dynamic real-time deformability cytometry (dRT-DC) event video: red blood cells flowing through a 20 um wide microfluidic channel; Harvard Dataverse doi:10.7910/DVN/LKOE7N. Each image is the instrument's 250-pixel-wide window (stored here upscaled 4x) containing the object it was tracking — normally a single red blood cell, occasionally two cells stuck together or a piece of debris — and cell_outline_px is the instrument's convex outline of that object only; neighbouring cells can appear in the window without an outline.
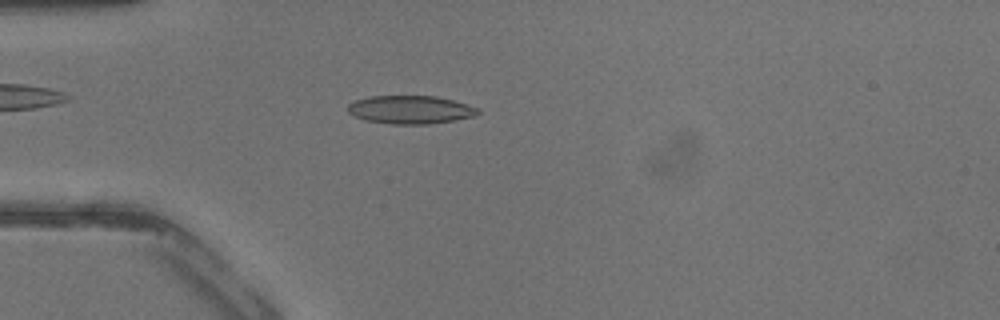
{"species": "common noctule bat (a hibernating species)", "species_latin": "Nyctalus noctula", "temperature_condition": "warm", "stored_images_in_passage": 37, "camera_frame_rate_fps": 3000, "um_per_image_px": 0.085, "animal": {"sex": "male", "body_mass_g": 13.3}, "frame": {"image": 1, "passage_image": 8, "time_ms": 2.333, "image_size_px": [1000, 320], "cell_outline_px": [[480, 112], [476, 116], [456, 120], [428, 124], [392, 124], [364, 120], [348, 112], [348, 104], [356, 100], [368, 96], [436, 96], [452, 100], [480, 108]], "centroid_in_image_um": [34.91, 9.32], "position_along_channel_um": 50.1, "area_um2": 21.44}}
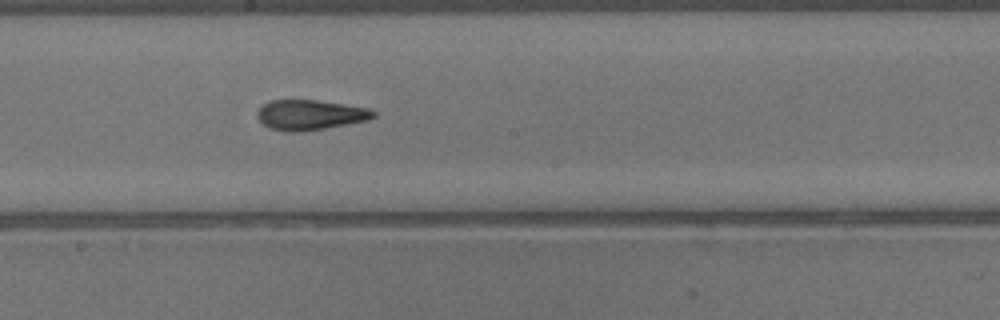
{"frame": {"image": 2, "passage_image": 19, "time_ms": 6.0, "image_size_px": [1000, 320], "cell_outline_px": [[376, 116], [368, 120], [324, 128], [296, 132], [284, 132], [268, 128], [256, 116], [256, 112], [264, 104], [272, 100], [316, 100], [344, 104], [368, 108], [376, 112]], "centroid_in_image_um": [26.34, 9.77], "position_along_channel_um": 221.9, "area_um2": 20.29}}
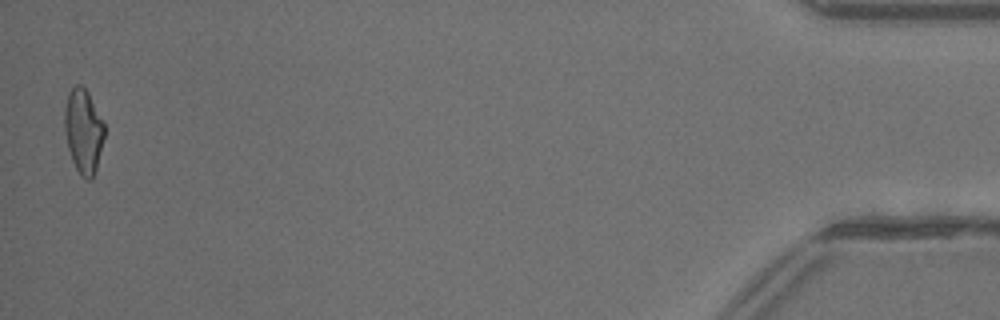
{"frame": {"image": 3, "passage_image": 37, "time_ms": 12.0, "image_size_px": [1000, 320], "cell_outline_px": [[104, 136], [96, 168], [92, 180], [88, 180], [80, 176], [72, 160], [68, 148], [64, 128], [64, 112], [68, 92], [76, 84], [80, 84], [88, 92], [104, 124]], "centroid_in_image_um": [7.07, 11.15], "position_along_channel_um": 428.1, "area_um2": 19.42}}